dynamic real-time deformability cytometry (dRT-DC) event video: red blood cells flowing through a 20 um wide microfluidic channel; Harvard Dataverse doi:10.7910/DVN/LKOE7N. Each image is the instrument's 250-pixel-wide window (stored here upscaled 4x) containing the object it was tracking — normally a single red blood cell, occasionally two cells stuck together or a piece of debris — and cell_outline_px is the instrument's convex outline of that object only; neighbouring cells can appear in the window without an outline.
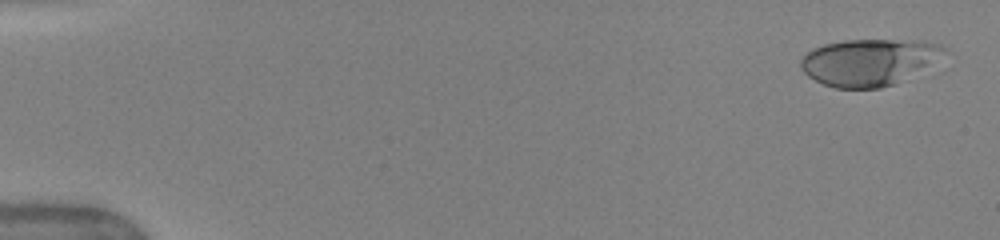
{"species": "human", "species_latin": "Homo sapiens", "temperature_condition": "warm", "stored_images_in_passage": 32, "camera_frame_rate_fps": 3000, "um_per_image_px": 0.085, "donor": {"sex": "female"}, "frame": {"image": 1, "passage_image": 1, "time_ms": 0.0, "image_size_px": [1000, 240], "cell_outline_px": [[944, 48], [924, 64], [896, 84], [880, 88], [836, 88], [824, 84], [808, 76], [800, 68], [800, 60], [812, 48], [824, 44], [844, 40], [924, 40], [940, 44]], "centroid_in_image_um": [73.69, 5.27], "position_along_channel_um": 11.3, "area_um2": 37.8}}
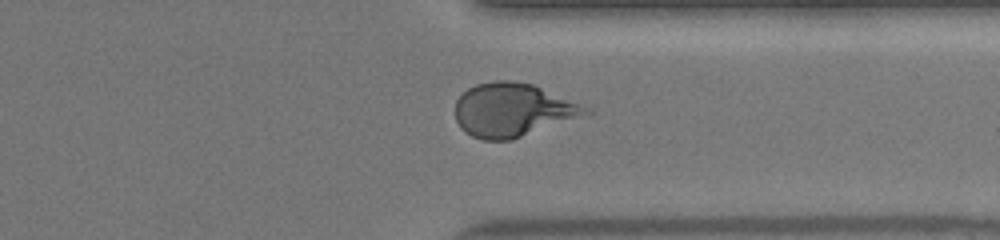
{"frame": {"image": 2, "passage_image": 25, "time_ms": 12.667, "image_size_px": [1000, 240], "cell_outline_px": [[592, 112], [512, 140], [484, 140], [472, 136], [464, 132], [460, 128], [456, 120], [456, 100], [468, 88], [476, 84], [496, 80], [508, 80], [532, 84], [588, 108]], "centroid_in_image_um": [43.51, 9.35], "position_along_channel_um": 367.9, "area_um2": 40.06}}
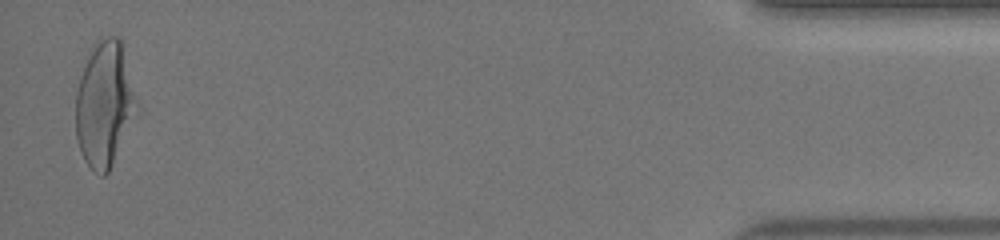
{"frame": {"image": 3, "passage_image": 32, "time_ms": 16.0, "image_size_px": [1000, 240], "cell_outline_px": [[140, 112], [108, 172], [104, 176], [100, 176], [84, 160], [80, 152], [76, 136], [76, 92], [84, 56], [92, 44], [108, 36], [116, 36], [120, 40], [140, 108]], "centroid_in_image_um": [8.89, 8.85], "position_along_channel_um": 426.3, "area_um2": 45.37}, "authors_computed_cell_mechanics": {"area_um2": 39.0439, "velocity_mm_per_s": 4.006, "shape_relaxation_time_tau1_ms": 4.7541, "shape_relaxation_time_tau2_ms": null, "deformation_change_tau1": 0.2101, "deformation_change_tau2": null}}